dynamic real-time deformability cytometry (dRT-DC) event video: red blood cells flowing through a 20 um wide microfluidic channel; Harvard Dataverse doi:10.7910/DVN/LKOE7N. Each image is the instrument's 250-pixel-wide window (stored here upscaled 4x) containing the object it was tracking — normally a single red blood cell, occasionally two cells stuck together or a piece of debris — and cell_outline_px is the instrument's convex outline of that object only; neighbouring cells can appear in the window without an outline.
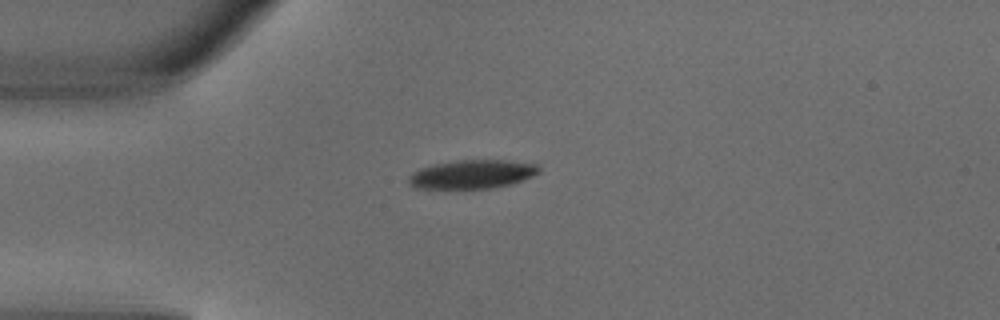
{"species": "common noctule bat (a hibernating species)", "species_latin": "Nyctalus noctula", "temperature_condition": "warm", "stored_images_in_passage": 1, "camera_frame_rate_fps": 3000, "um_per_image_px": 0.085, "animal": {"sex": "male", "body_mass_g": 18.8}, "frame": {"image": 1, "passage_image": 1, "time_ms": 0.0, "image_size_px": [1000, 320], "cell_outline_px": [[540, 172], [532, 176], [512, 184], [492, 188], [416, 188], [408, 184], [408, 176], [412, 172], [436, 164], [456, 160], [504, 160], [536, 164], [540, 168]], "centroid_in_image_um": [40.14, 14.81], "position_along_channel_um": 44.9, "area_um2": 21.62}}